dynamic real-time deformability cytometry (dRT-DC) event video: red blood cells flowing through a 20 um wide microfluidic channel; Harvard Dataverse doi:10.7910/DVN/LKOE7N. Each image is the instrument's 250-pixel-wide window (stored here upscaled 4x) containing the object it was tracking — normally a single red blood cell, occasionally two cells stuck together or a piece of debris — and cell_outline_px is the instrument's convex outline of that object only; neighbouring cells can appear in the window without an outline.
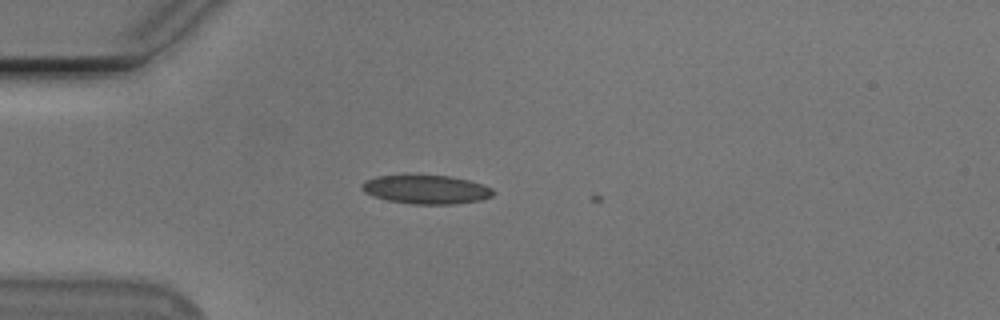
{"species": "Egyptian fruit bat (a non-hibernating species)", "species_latin": "Rousettus aegyptiacus", "temperature_condition": "cold", "stored_images_in_passage": 9, "camera_frame_rate_fps": 3000, "um_per_image_px": 0.085, "animal": {"sex": "male"}, "frame": {"image": 1, "passage_image": 8, "time_ms": 2.333, "image_size_px": [1000, 320], "cell_outline_px": [[496, 192], [492, 196], [480, 200], [456, 204], [412, 204], [388, 200], [372, 196], [364, 192], [360, 188], [360, 184], [364, 180], [376, 176], [448, 176], [468, 180], [492, 188]], "centroid_in_image_um": [36.19, 16.12], "position_along_channel_um": 48.8, "area_um2": 21.91}}